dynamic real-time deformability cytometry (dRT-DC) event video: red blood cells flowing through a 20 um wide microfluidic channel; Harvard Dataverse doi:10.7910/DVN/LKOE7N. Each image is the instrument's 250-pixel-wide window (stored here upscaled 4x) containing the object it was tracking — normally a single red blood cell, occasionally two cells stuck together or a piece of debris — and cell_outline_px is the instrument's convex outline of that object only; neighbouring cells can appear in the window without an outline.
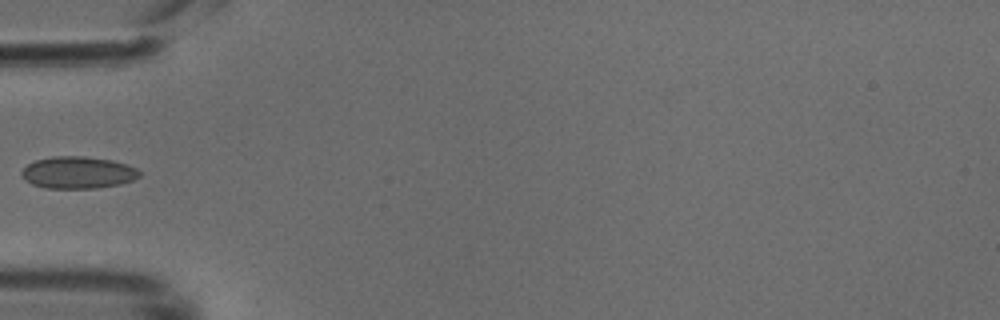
{"species": "common noctule bat (a hibernating species)", "species_latin": "Nyctalus noctula", "temperature_condition": "cold", "stored_images_in_passage": 33, "camera_frame_rate_fps": 3000, "um_per_image_px": 0.085, "animal": {"sex": "male", "body_mass_g": 18.8}, "frame": {"image": 1, "passage_image": 1, "time_ms": 0.0, "image_size_px": [1000, 320], "cell_outline_px": [[140, 176], [132, 180], [120, 184], [96, 188], [44, 188], [32, 184], [24, 180], [20, 172], [28, 164], [36, 160], [52, 156], [84, 156], [112, 160], [136, 168], [140, 172]], "centroid_in_image_um": [6.59, 14.67], "position_along_channel_um": 78.4, "area_um2": 21.96}}
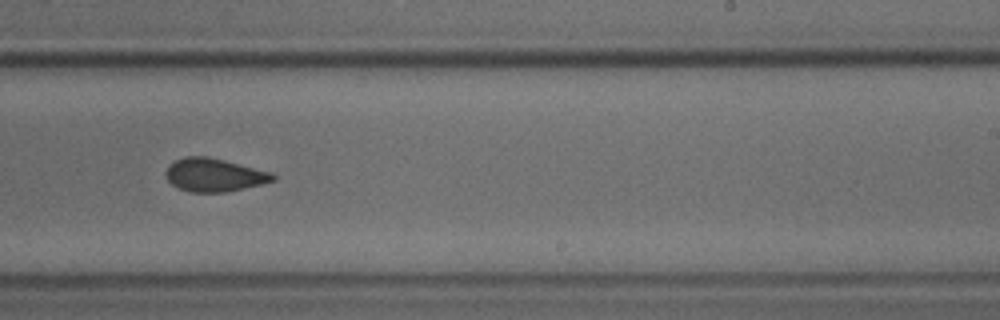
{"frame": {"image": 2, "passage_image": 15, "time_ms": 4.667, "image_size_px": [1000, 320], "cell_outline_px": [[276, 180], [228, 192], [188, 192], [172, 184], [168, 180], [164, 172], [176, 160], [184, 156], [208, 156], [272, 172], [276, 176]], "centroid_in_image_um": [18.22, 14.87], "position_along_channel_um": 270.8, "area_um2": 20.63}}
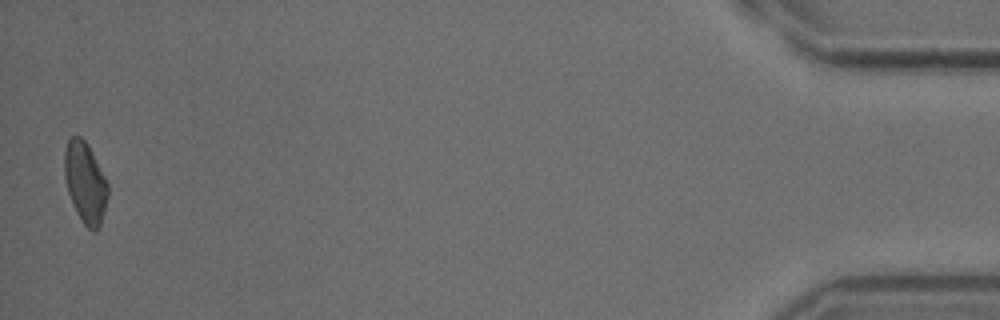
{"frame": {"image": 3, "passage_image": 33, "time_ms": 10.667, "image_size_px": [1000, 320], "cell_outline_px": [[108, 196], [100, 224], [96, 232], [92, 232], [84, 224], [76, 212], [72, 204], [68, 192], [64, 176], [64, 148], [68, 140], [72, 136], [80, 136], [88, 144], [108, 184]], "centroid_in_image_um": [7.22, 15.51], "position_along_channel_um": 428.0, "area_um2": 20.46}}